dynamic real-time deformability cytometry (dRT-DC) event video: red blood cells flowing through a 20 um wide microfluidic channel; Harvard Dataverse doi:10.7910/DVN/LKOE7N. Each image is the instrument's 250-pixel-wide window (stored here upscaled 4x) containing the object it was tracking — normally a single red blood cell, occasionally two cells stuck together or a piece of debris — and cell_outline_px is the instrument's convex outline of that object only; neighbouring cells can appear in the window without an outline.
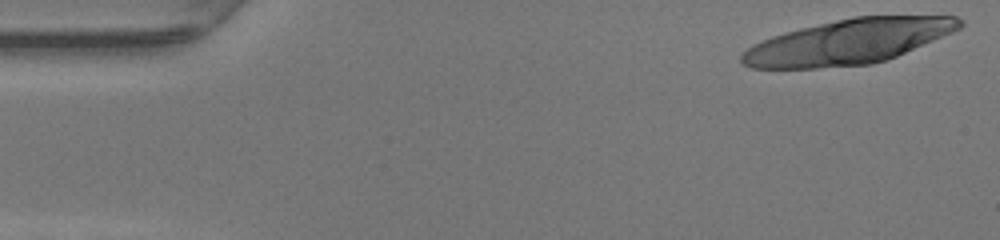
{"species": "human", "species_latin": "Homo sapiens", "temperature_condition": "warm", "stored_images_in_passage": 14, "camera_frame_rate_fps": 3000, "um_per_image_px": 0.085, "donor": {"sex": "female"}, "frame": {"image": 1, "passage_image": 1, "time_ms": 0.0, "image_size_px": [1000, 240], "cell_outline_px": [[964, 24], [960, 28], [952, 32], [896, 56], [872, 64], [816, 68], [752, 68], [744, 64], [740, 60], [740, 56], [752, 44], [772, 36], [800, 28], [836, 20], [856, 16], [956, 16], [964, 20]], "centroid_in_image_um": [72.1, 3.54], "position_along_channel_um": 12.9, "area_um2": 56.41}}